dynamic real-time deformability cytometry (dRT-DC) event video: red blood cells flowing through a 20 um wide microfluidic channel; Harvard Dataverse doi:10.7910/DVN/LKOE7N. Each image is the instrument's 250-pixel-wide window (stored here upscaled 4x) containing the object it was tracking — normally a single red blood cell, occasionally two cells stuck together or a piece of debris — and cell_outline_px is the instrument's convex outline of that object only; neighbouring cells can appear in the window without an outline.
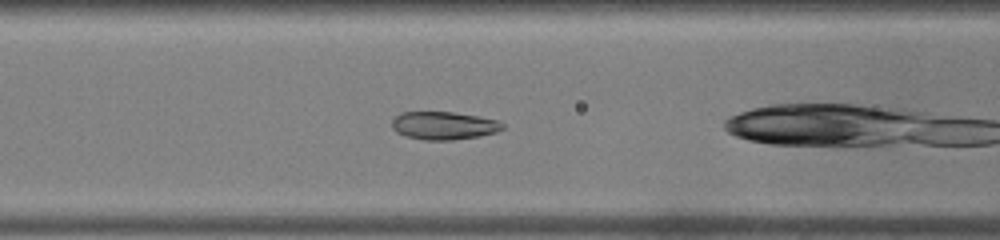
{"species": "common noctule bat (a hibernating species)", "species_latin": "Nyctalus noctula", "temperature_condition": "warm", "stored_images_in_passage": 39, "camera_frame_rate_fps": 3000, "um_per_image_px": 0.085, "animal": {"sex": "male", "body_mass_g": 19.0, "forearm_length_mm": 50.8}, "frame": {"image": 1, "passage_image": 11, "time_ms": 3.333, "image_size_px": [1000, 240], "cell_outline_px": [[504, 128], [496, 132], [480, 136], [452, 140], [424, 140], [404, 136], [396, 132], [392, 128], [392, 120], [400, 112], [452, 112], [476, 116], [496, 120], [504, 124]], "centroid_in_image_um": [37.69, 10.68], "position_along_channel_um": 128.9, "area_um2": 18.03}}
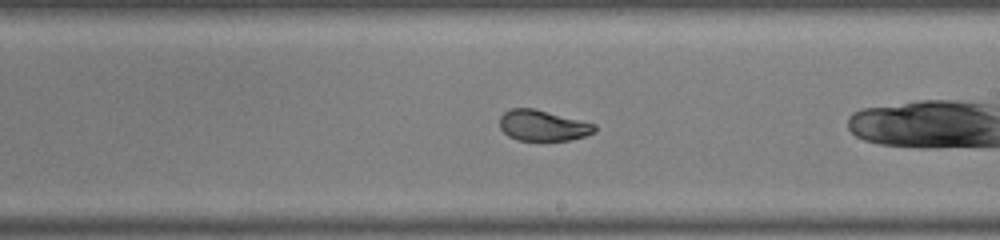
{"frame": {"image": 2, "passage_image": 19, "time_ms": 6.0, "image_size_px": [1000, 240], "cell_outline_px": [[596, 132], [584, 136], [568, 140], [516, 140], [508, 136], [500, 128], [500, 116], [504, 112], [512, 108], [532, 108], [596, 124]], "centroid_in_image_um": [46.13, 10.67], "position_along_channel_um": 242.9, "area_um2": 16.88}}
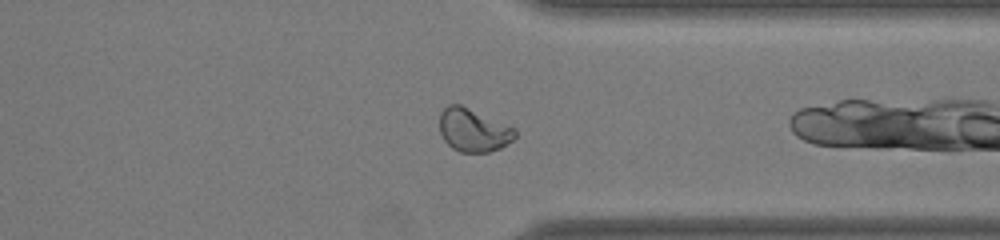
{"frame": {"image": 3, "passage_image": 28, "time_ms": 9.0, "image_size_px": [1000, 240], "cell_outline_px": [[516, 136], [512, 140], [500, 148], [488, 152], [460, 152], [452, 148], [444, 140], [440, 132], [440, 112], [448, 104], [460, 104], [516, 128]], "centroid_in_image_um": [40.23, 11.06], "position_along_channel_um": 371.2, "area_um2": 18.96}, "authors_computed_cell_mechanics": {"area_um2": 18.785, "velocity_mm_per_s": 4.2933, "shape_relaxation_time_tau1_ms": 3.0568, "shape_relaxation_time_tau2_ms": 0.5477, "deformation_change_tau1": 0.1725, "deformation_change_tau2": 0.059}}